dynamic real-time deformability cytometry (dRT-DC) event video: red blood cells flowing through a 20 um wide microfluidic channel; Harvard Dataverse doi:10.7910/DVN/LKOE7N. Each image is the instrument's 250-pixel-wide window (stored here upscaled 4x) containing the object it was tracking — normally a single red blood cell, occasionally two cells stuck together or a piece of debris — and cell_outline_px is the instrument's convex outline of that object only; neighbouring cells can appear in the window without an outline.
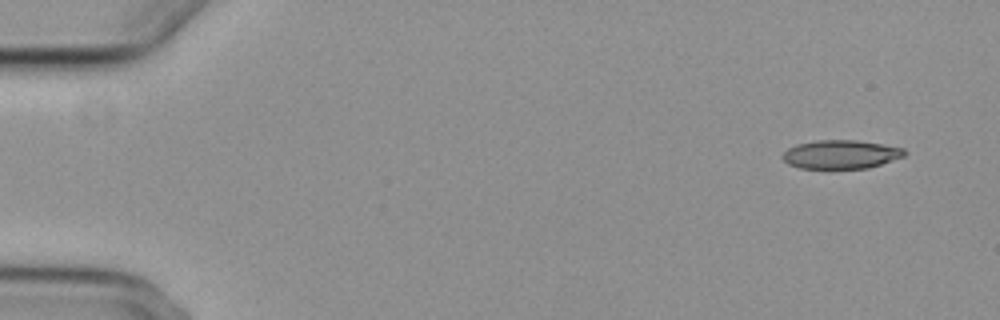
{"species": "common noctule bat (a hibernating species)", "species_latin": "Nyctalus noctula", "temperature_condition": "cold", "stored_images_in_passage": 9, "camera_frame_rate_fps": 3000, "um_per_image_px": 0.085, "animal": {"sex": "female", "body_mass_g": 29.2, "forearm_length_mm": 56.3}, "frame": {"image": 1, "passage_image": 1, "time_ms": 0.0, "image_size_px": [1000, 320], "cell_outline_px": [[908, 152], [904, 156], [868, 168], [800, 168], [788, 164], [780, 156], [788, 148], [796, 144], [816, 140], [856, 140], [904, 148]], "centroid_in_image_um": [71.45, 13.12], "position_along_channel_um": 13.6, "area_um2": 20.29}}
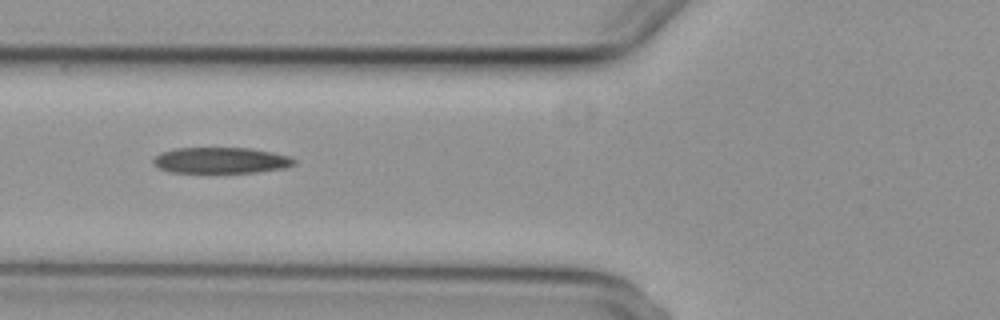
{"frame": {"image": 2, "passage_image": 6, "time_ms": 6.0, "image_size_px": [1000, 320], "cell_outline_px": [[296, 164], [284, 168], [256, 172], [168, 172], [160, 168], [152, 160], [160, 152], [176, 148], [252, 148], [272, 152], [288, 156], [296, 160]], "centroid_in_image_um": [18.79, 13.62], "position_along_channel_um": 107.0, "area_um2": 21.21}}
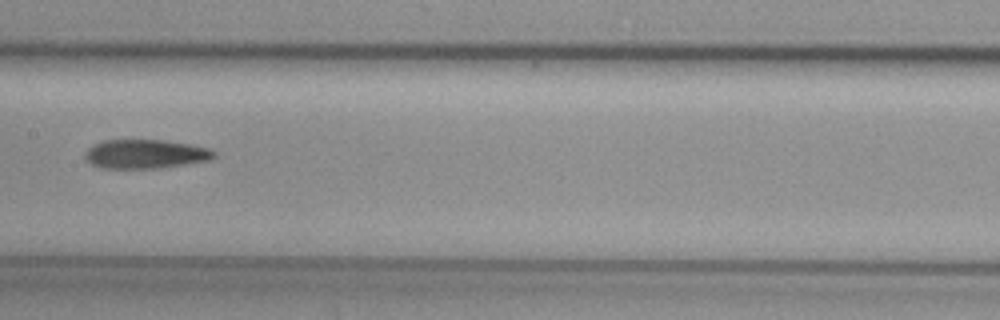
{"frame": {"image": 3, "passage_image": 8, "time_ms": 8.333, "image_size_px": [1000, 320], "cell_outline_px": [[216, 156], [212, 160], [160, 168], [100, 168], [92, 164], [84, 156], [84, 152], [88, 148], [104, 140], [164, 140], [188, 144], [208, 148], [216, 152]], "centroid_in_image_um": [12.38, 13.09], "position_along_channel_um": 195.0, "area_um2": 21.79}}